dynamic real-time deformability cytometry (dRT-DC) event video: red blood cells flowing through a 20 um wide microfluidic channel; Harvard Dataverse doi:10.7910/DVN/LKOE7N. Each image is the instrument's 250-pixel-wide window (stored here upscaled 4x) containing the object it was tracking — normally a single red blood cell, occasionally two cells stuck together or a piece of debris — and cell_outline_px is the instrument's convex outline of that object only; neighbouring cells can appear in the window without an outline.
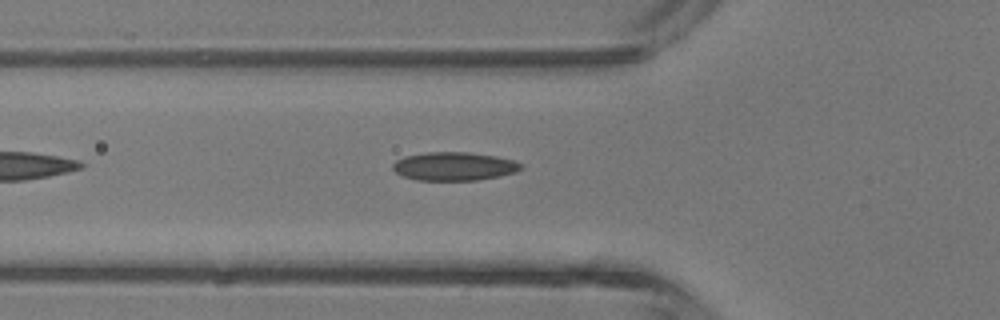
{"species": "common noctule bat (a hibernating species)", "species_latin": "Nyctalus noctula", "temperature_condition": "room temperature", "stored_images_in_passage": 4, "camera_frame_rate_fps": 3000, "um_per_image_px": 0.085, "animal": {"sex": "male", "body_mass_g": 13.3}, "frame": {"image": 1, "passage_image": 4, "time_ms": 3.667, "image_size_px": [1000, 320], "cell_outline_px": [[524, 168], [516, 172], [500, 176], [476, 180], [416, 180], [404, 176], [396, 172], [392, 168], [392, 164], [396, 160], [404, 156], [428, 152], [468, 152], [496, 156], [512, 160], [524, 164]], "centroid_in_image_um": [38.62, 14.13], "position_along_channel_um": 87.2, "area_um2": 21.33}}